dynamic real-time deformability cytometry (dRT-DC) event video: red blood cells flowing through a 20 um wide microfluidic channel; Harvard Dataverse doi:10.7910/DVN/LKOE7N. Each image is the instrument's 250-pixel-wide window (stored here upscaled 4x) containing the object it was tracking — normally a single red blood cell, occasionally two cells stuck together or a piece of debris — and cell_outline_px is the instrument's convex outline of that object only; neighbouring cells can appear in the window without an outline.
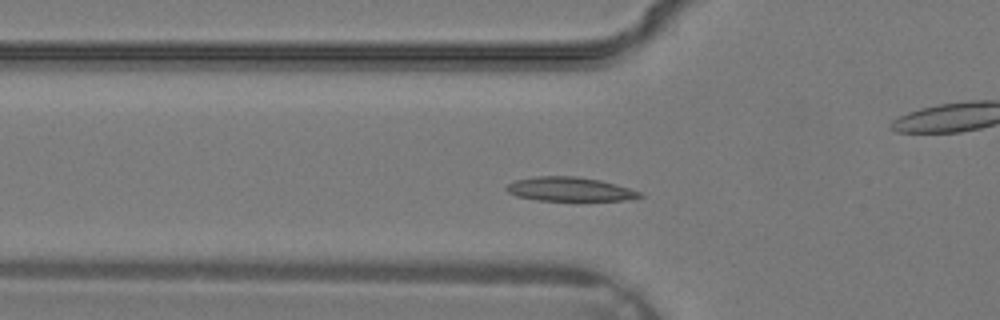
{"species": "common noctule bat (a hibernating species)", "species_latin": "Nyctalus noctula", "temperature_condition": "warm", "stored_images_in_passage": 31, "camera_frame_rate_fps": 3000, "um_per_image_px": 0.085, "animal": {"sex": "male", "body_mass_g": 19.2, "forearm_length_mm": 51.8}, "frame": {"image": 1, "passage_image": 6, "time_ms": 1.667, "image_size_px": [1000, 320], "cell_outline_px": [[644, 196], [624, 200], [576, 204], [536, 200], [516, 196], [508, 192], [504, 188], [508, 184], [516, 180], [536, 176], [576, 176], [600, 180], [616, 184], [640, 192]], "centroid_in_image_um": [48.44, 16.14], "position_along_channel_um": 77.4, "area_um2": 19.77}}
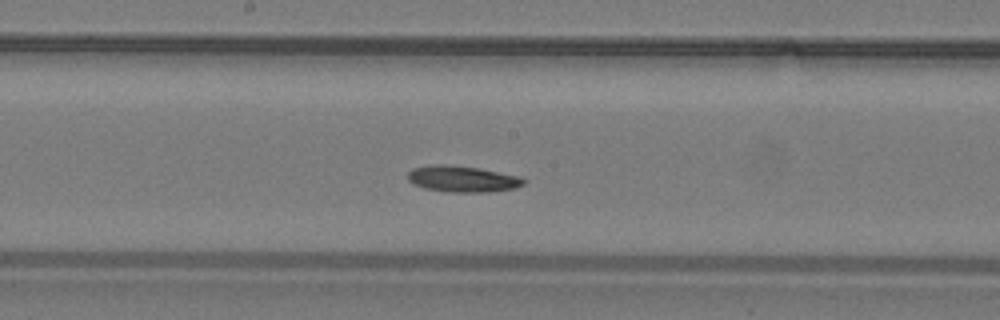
{"frame": {"image": 2, "passage_image": 13, "time_ms": 4.0, "image_size_px": [1000, 320], "cell_outline_px": [[528, 180], [524, 184], [516, 188], [488, 192], [452, 192], [424, 188], [412, 184], [408, 180], [408, 172], [412, 168], [432, 164], [444, 164], [480, 168], [520, 176]], "centroid_in_image_um": [39.32, 15.2], "position_along_channel_um": 208.9, "area_um2": 17.92}}
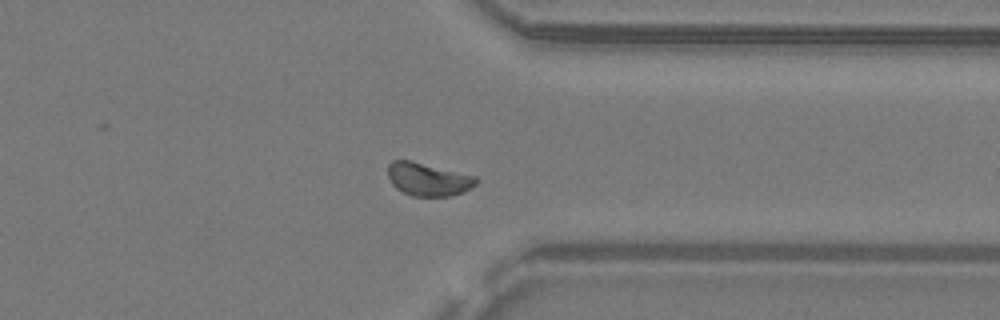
{"frame": {"image": 3, "passage_image": 22, "time_ms": 7.0, "image_size_px": [1000, 320], "cell_outline_px": [[480, 180], [476, 184], [452, 196], [412, 196], [396, 188], [392, 184], [388, 176], [388, 164], [392, 160], [408, 160], [476, 176]], "centroid_in_image_um": [36.37, 15.24], "position_along_channel_um": 375.0, "area_um2": 16.76}}